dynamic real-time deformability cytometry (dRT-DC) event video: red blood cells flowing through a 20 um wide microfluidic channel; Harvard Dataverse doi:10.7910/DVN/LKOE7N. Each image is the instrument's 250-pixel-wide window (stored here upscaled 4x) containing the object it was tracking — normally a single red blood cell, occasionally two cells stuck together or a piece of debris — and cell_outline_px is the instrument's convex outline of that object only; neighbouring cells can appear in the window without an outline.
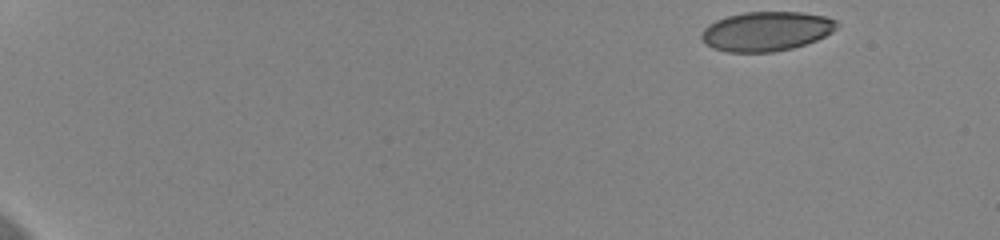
{"species": "human", "species_latin": "Homo sapiens", "temperature_condition": "cold", "stored_images_in_passage": 48, "camera_frame_rate_fps": 3000, "um_per_image_px": 0.085, "donor": {"sex": "female"}, "frame": {"image": 1, "passage_image": 1, "time_ms": 0.0, "image_size_px": [1000, 240], "cell_outline_px": [[840, 24], [832, 32], [816, 40], [792, 48], [772, 52], [728, 52], [712, 48], [700, 36], [704, 28], [708, 24], [716, 20], [728, 16], [744, 12], [800, 12], [824, 16], [836, 20]], "centroid_in_image_um": [65.14, 2.65], "position_along_channel_um": 19.9, "area_um2": 30.98}}
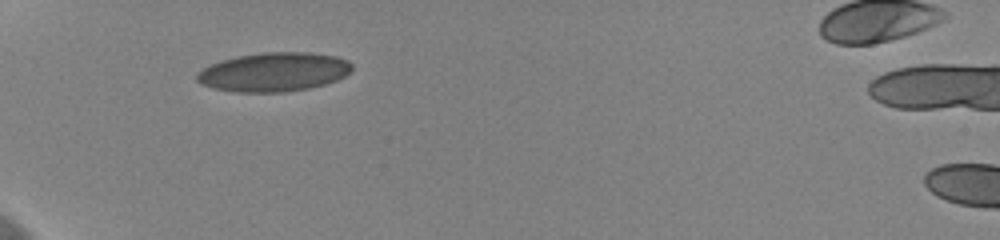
{"frame": {"image": 2, "passage_image": 16, "time_ms": 5.0, "image_size_px": [1000, 240], "cell_outline_px": [[352, 72], [336, 80], [324, 84], [308, 88], [284, 92], [236, 92], [212, 88], [200, 84], [196, 80], [196, 72], [212, 64], [236, 56], [264, 52], [308, 52], [336, 56], [348, 60], [352, 64]], "centroid_in_image_um": [23.27, 6.12], "position_along_channel_um": 61.7, "area_um2": 35.32}}
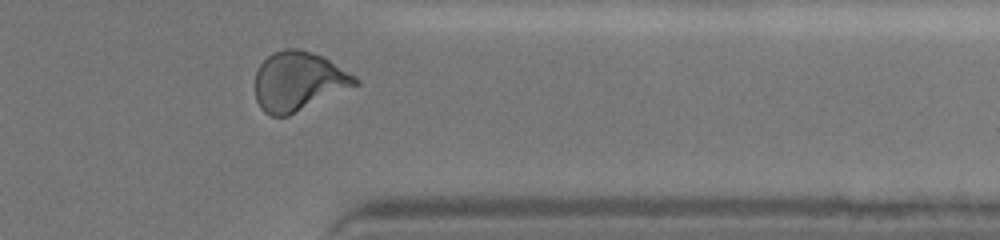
{"frame": {"image": 3, "passage_image": 44, "time_ms": 14.333, "image_size_px": [1000, 240], "cell_outline_px": [[360, 84], [288, 116], [272, 116], [264, 112], [260, 108], [256, 100], [256, 72], [260, 64], [272, 52], [284, 48], [300, 48], [324, 56], [356, 76], [360, 80]], "centroid_in_image_um": [25.39, 6.9], "position_along_channel_um": 386.0, "area_um2": 34.8}, "authors_computed_cell_mechanics": {"area_um2": 33.0038, "velocity_mm_per_s": 3.6562, "shape_relaxation_time_tau1_ms": 9.9124, "shape_relaxation_time_tau2_ms": 0.8923, "deformation_change_tau1": 0.2102, "deformation_change_tau2": 0.0511}}